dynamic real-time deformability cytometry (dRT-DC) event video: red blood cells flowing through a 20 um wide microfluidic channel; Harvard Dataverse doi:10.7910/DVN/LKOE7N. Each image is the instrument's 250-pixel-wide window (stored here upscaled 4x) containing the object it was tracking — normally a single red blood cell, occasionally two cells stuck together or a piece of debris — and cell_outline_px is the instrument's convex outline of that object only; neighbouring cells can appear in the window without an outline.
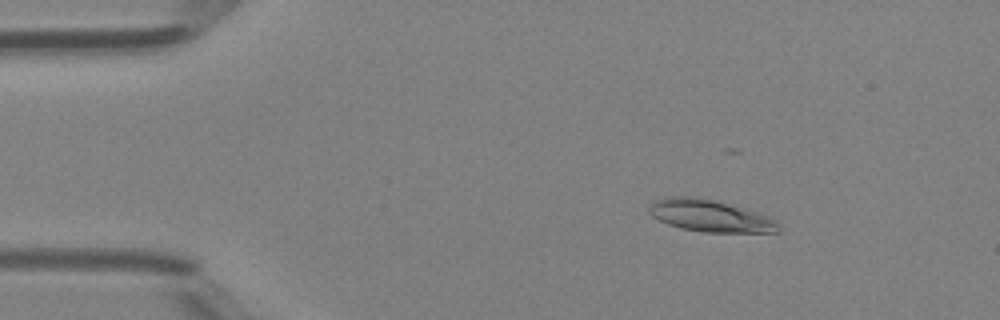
{"species": "Egyptian fruit bat (a non-hibernating species)", "species_latin": "Rousettus aegyptiacus", "temperature_condition": "room temperature", "stored_images_in_passage": 48, "camera_frame_rate_fps": 3000, "um_per_image_px": 0.085, "animal": {"sex": "female"}, "frame": {"image": 1, "passage_image": 7, "time_ms": 2.0, "image_size_px": [1000, 320], "cell_outline_px": [[780, 232], [704, 232], [680, 228], [668, 224], [652, 216], [648, 212], [648, 208], [656, 200], [668, 196], [688, 196], [712, 200], [744, 208], [772, 216], [780, 224]], "centroid_in_image_um": [60.4, 18.35], "position_along_channel_um": 24.6, "area_um2": 24.1}}
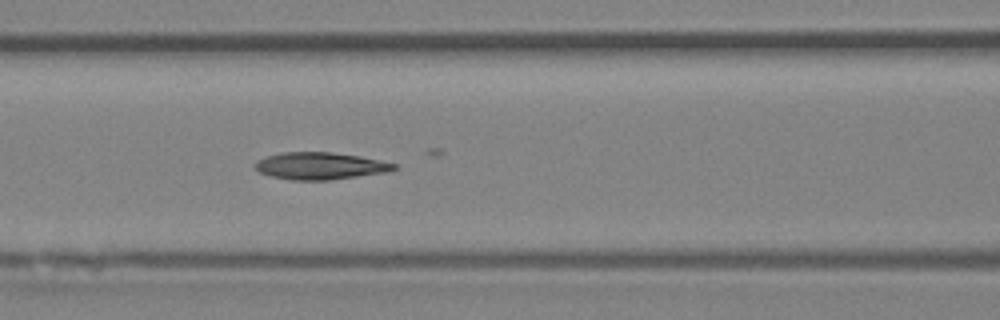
{"frame": {"image": 2, "passage_image": 20, "time_ms": 6.333, "image_size_px": [1000, 320], "cell_outline_px": [[396, 168], [392, 172], [328, 180], [292, 180], [272, 176], [260, 172], [256, 168], [256, 160], [264, 156], [280, 152], [332, 152], [360, 156], [380, 160], [396, 164]], "centroid_in_image_um": [27.24, 14.1], "position_along_channel_um": 139.4, "area_um2": 22.08}}
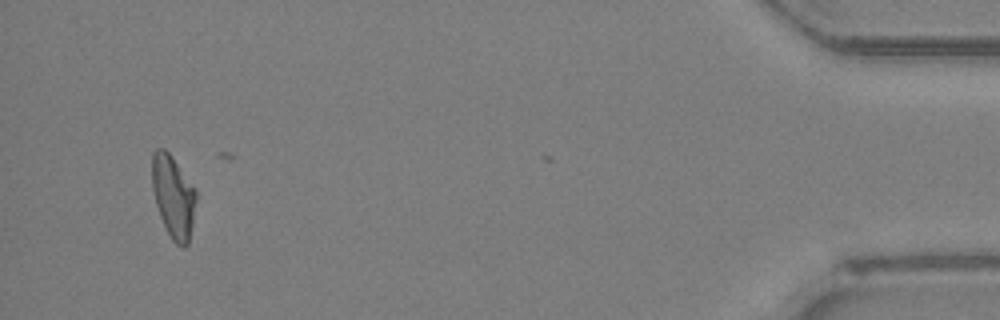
{"frame": {"image": 3, "passage_image": 45, "time_ms": 14.667, "image_size_px": [1000, 320], "cell_outline_px": [[196, 200], [192, 224], [188, 244], [184, 248], [176, 244], [172, 240], [160, 216], [156, 204], [152, 188], [152, 152], [156, 148], [164, 148], [168, 152], [196, 188]], "centroid_in_image_um": [14.73, 16.69], "position_along_channel_um": 420.5, "area_um2": 21.1}, "authors_computed_cell_mechanics": {"area_um2": 21.7617, "velocity_mm_per_s": 4.3226, "shape_relaxation_time_tau1_ms": 5.9588, "shape_relaxation_time_tau2_ms": 3.2619, "deformation_change_tau1": 0.184, "deformation_change_tau2": 0.1174}}